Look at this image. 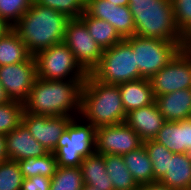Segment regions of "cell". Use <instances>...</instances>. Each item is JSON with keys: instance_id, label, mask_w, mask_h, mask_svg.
Returning a JSON list of instances; mask_svg holds the SVG:
<instances>
[{"instance_id": "obj_1", "label": "cell", "mask_w": 191, "mask_h": 190, "mask_svg": "<svg viewBox=\"0 0 191 190\" xmlns=\"http://www.w3.org/2000/svg\"><path fill=\"white\" fill-rule=\"evenodd\" d=\"M85 80L36 78L24 103V111L42 116L79 117L81 90Z\"/></svg>"}, {"instance_id": "obj_2", "label": "cell", "mask_w": 191, "mask_h": 190, "mask_svg": "<svg viewBox=\"0 0 191 190\" xmlns=\"http://www.w3.org/2000/svg\"><path fill=\"white\" fill-rule=\"evenodd\" d=\"M70 19L64 13L33 1L31 7L12 29L34 56L41 50L64 42L66 27Z\"/></svg>"}, {"instance_id": "obj_3", "label": "cell", "mask_w": 191, "mask_h": 190, "mask_svg": "<svg viewBox=\"0 0 191 190\" xmlns=\"http://www.w3.org/2000/svg\"><path fill=\"white\" fill-rule=\"evenodd\" d=\"M126 116L119 86L101 83L88 74L82 85L79 117L99 128L125 122Z\"/></svg>"}, {"instance_id": "obj_4", "label": "cell", "mask_w": 191, "mask_h": 190, "mask_svg": "<svg viewBox=\"0 0 191 190\" xmlns=\"http://www.w3.org/2000/svg\"><path fill=\"white\" fill-rule=\"evenodd\" d=\"M135 24V36L166 41H185L178 30L172 0H140L129 3Z\"/></svg>"}, {"instance_id": "obj_5", "label": "cell", "mask_w": 191, "mask_h": 190, "mask_svg": "<svg viewBox=\"0 0 191 190\" xmlns=\"http://www.w3.org/2000/svg\"><path fill=\"white\" fill-rule=\"evenodd\" d=\"M80 119H71L52 152L58 166L80 167L84 158L95 153L96 128L91 123H85L83 119L81 122Z\"/></svg>"}, {"instance_id": "obj_6", "label": "cell", "mask_w": 191, "mask_h": 190, "mask_svg": "<svg viewBox=\"0 0 191 190\" xmlns=\"http://www.w3.org/2000/svg\"><path fill=\"white\" fill-rule=\"evenodd\" d=\"M96 80L108 85H118L142 79L132 46L123 39L103 50L99 65L90 73Z\"/></svg>"}, {"instance_id": "obj_7", "label": "cell", "mask_w": 191, "mask_h": 190, "mask_svg": "<svg viewBox=\"0 0 191 190\" xmlns=\"http://www.w3.org/2000/svg\"><path fill=\"white\" fill-rule=\"evenodd\" d=\"M135 52V60L142 78L150 79L184 48L185 41H166L133 35L125 38Z\"/></svg>"}, {"instance_id": "obj_8", "label": "cell", "mask_w": 191, "mask_h": 190, "mask_svg": "<svg viewBox=\"0 0 191 190\" xmlns=\"http://www.w3.org/2000/svg\"><path fill=\"white\" fill-rule=\"evenodd\" d=\"M34 59L37 77L40 79L85 80L88 76L64 42L37 52Z\"/></svg>"}, {"instance_id": "obj_9", "label": "cell", "mask_w": 191, "mask_h": 190, "mask_svg": "<svg viewBox=\"0 0 191 190\" xmlns=\"http://www.w3.org/2000/svg\"><path fill=\"white\" fill-rule=\"evenodd\" d=\"M64 43L73 52L76 61L88 74L99 65L103 50L89 34L85 23L80 18L69 20Z\"/></svg>"}, {"instance_id": "obj_10", "label": "cell", "mask_w": 191, "mask_h": 190, "mask_svg": "<svg viewBox=\"0 0 191 190\" xmlns=\"http://www.w3.org/2000/svg\"><path fill=\"white\" fill-rule=\"evenodd\" d=\"M154 97L180 89H191V54L182 48L150 79Z\"/></svg>"}, {"instance_id": "obj_11", "label": "cell", "mask_w": 191, "mask_h": 190, "mask_svg": "<svg viewBox=\"0 0 191 190\" xmlns=\"http://www.w3.org/2000/svg\"><path fill=\"white\" fill-rule=\"evenodd\" d=\"M143 145V140L126 122L96 128L95 152L124 155Z\"/></svg>"}, {"instance_id": "obj_12", "label": "cell", "mask_w": 191, "mask_h": 190, "mask_svg": "<svg viewBox=\"0 0 191 190\" xmlns=\"http://www.w3.org/2000/svg\"><path fill=\"white\" fill-rule=\"evenodd\" d=\"M36 78L34 56L24 62L0 66V83L10 101L24 104Z\"/></svg>"}, {"instance_id": "obj_13", "label": "cell", "mask_w": 191, "mask_h": 190, "mask_svg": "<svg viewBox=\"0 0 191 190\" xmlns=\"http://www.w3.org/2000/svg\"><path fill=\"white\" fill-rule=\"evenodd\" d=\"M72 118L74 117L33 115L24 111L22 123L39 143L53 152Z\"/></svg>"}, {"instance_id": "obj_14", "label": "cell", "mask_w": 191, "mask_h": 190, "mask_svg": "<svg viewBox=\"0 0 191 190\" xmlns=\"http://www.w3.org/2000/svg\"><path fill=\"white\" fill-rule=\"evenodd\" d=\"M85 12L94 18L109 22L123 38L135 33L133 15L128 6H117L107 0H86Z\"/></svg>"}, {"instance_id": "obj_15", "label": "cell", "mask_w": 191, "mask_h": 190, "mask_svg": "<svg viewBox=\"0 0 191 190\" xmlns=\"http://www.w3.org/2000/svg\"><path fill=\"white\" fill-rule=\"evenodd\" d=\"M6 151L9 160L21 161L31 157H42L49 151L39 143L21 123L17 128L5 135Z\"/></svg>"}, {"instance_id": "obj_16", "label": "cell", "mask_w": 191, "mask_h": 190, "mask_svg": "<svg viewBox=\"0 0 191 190\" xmlns=\"http://www.w3.org/2000/svg\"><path fill=\"white\" fill-rule=\"evenodd\" d=\"M153 140L173 153L191 154V118L166 121Z\"/></svg>"}, {"instance_id": "obj_17", "label": "cell", "mask_w": 191, "mask_h": 190, "mask_svg": "<svg viewBox=\"0 0 191 190\" xmlns=\"http://www.w3.org/2000/svg\"><path fill=\"white\" fill-rule=\"evenodd\" d=\"M125 122L145 141L153 139L166 121L154 102L128 112Z\"/></svg>"}, {"instance_id": "obj_18", "label": "cell", "mask_w": 191, "mask_h": 190, "mask_svg": "<svg viewBox=\"0 0 191 190\" xmlns=\"http://www.w3.org/2000/svg\"><path fill=\"white\" fill-rule=\"evenodd\" d=\"M155 103L165 121L191 118V89H180L155 97Z\"/></svg>"}, {"instance_id": "obj_19", "label": "cell", "mask_w": 191, "mask_h": 190, "mask_svg": "<svg viewBox=\"0 0 191 190\" xmlns=\"http://www.w3.org/2000/svg\"><path fill=\"white\" fill-rule=\"evenodd\" d=\"M160 182L174 190H191V154L173 153Z\"/></svg>"}, {"instance_id": "obj_20", "label": "cell", "mask_w": 191, "mask_h": 190, "mask_svg": "<svg viewBox=\"0 0 191 190\" xmlns=\"http://www.w3.org/2000/svg\"><path fill=\"white\" fill-rule=\"evenodd\" d=\"M118 86L126 113L155 102L151 83L147 78L121 83Z\"/></svg>"}, {"instance_id": "obj_21", "label": "cell", "mask_w": 191, "mask_h": 190, "mask_svg": "<svg viewBox=\"0 0 191 190\" xmlns=\"http://www.w3.org/2000/svg\"><path fill=\"white\" fill-rule=\"evenodd\" d=\"M84 184L97 187L99 190H114L113 183L105 169L104 156L94 153L83 159L80 165Z\"/></svg>"}, {"instance_id": "obj_22", "label": "cell", "mask_w": 191, "mask_h": 190, "mask_svg": "<svg viewBox=\"0 0 191 190\" xmlns=\"http://www.w3.org/2000/svg\"><path fill=\"white\" fill-rule=\"evenodd\" d=\"M79 18L85 23L89 34L102 50L109 49L123 40L109 22L89 16L86 12H83Z\"/></svg>"}, {"instance_id": "obj_23", "label": "cell", "mask_w": 191, "mask_h": 190, "mask_svg": "<svg viewBox=\"0 0 191 190\" xmlns=\"http://www.w3.org/2000/svg\"><path fill=\"white\" fill-rule=\"evenodd\" d=\"M125 165L138 185L154 182L152 162L145 146L122 155Z\"/></svg>"}, {"instance_id": "obj_24", "label": "cell", "mask_w": 191, "mask_h": 190, "mask_svg": "<svg viewBox=\"0 0 191 190\" xmlns=\"http://www.w3.org/2000/svg\"><path fill=\"white\" fill-rule=\"evenodd\" d=\"M32 56L13 29L0 38V66L24 62Z\"/></svg>"}, {"instance_id": "obj_25", "label": "cell", "mask_w": 191, "mask_h": 190, "mask_svg": "<svg viewBox=\"0 0 191 190\" xmlns=\"http://www.w3.org/2000/svg\"><path fill=\"white\" fill-rule=\"evenodd\" d=\"M105 169L113 183L114 190H138L139 185L125 165L121 155H103Z\"/></svg>"}, {"instance_id": "obj_26", "label": "cell", "mask_w": 191, "mask_h": 190, "mask_svg": "<svg viewBox=\"0 0 191 190\" xmlns=\"http://www.w3.org/2000/svg\"><path fill=\"white\" fill-rule=\"evenodd\" d=\"M18 164L23 178L38 175L52 177L58 168L57 159L52 152L42 157H31L18 161Z\"/></svg>"}, {"instance_id": "obj_27", "label": "cell", "mask_w": 191, "mask_h": 190, "mask_svg": "<svg viewBox=\"0 0 191 190\" xmlns=\"http://www.w3.org/2000/svg\"><path fill=\"white\" fill-rule=\"evenodd\" d=\"M84 181L80 167L58 166L51 177L50 190H82Z\"/></svg>"}, {"instance_id": "obj_28", "label": "cell", "mask_w": 191, "mask_h": 190, "mask_svg": "<svg viewBox=\"0 0 191 190\" xmlns=\"http://www.w3.org/2000/svg\"><path fill=\"white\" fill-rule=\"evenodd\" d=\"M143 145L152 162L154 180L160 181L166 173L168 159L172 157L173 152L153 139L143 141Z\"/></svg>"}, {"instance_id": "obj_29", "label": "cell", "mask_w": 191, "mask_h": 190, "mask_svg": "<svg viewBox=\"0 0 191 190\" xmlns=\"http://www.w3.org/2000/svg\"><path fill=\"white\" fill-rule=\"evenodd\" d=\"M24 104L9 101L0 105V135H6L22 123Z\"/></svg>"}, {"instance_id": "obj_30", "label": "cell", "mask_w": 191, "mask_h": 190, "mask_svg": "<svg viewBox=\"0 0 191 190\" xmlns=\"http://www.w3.org/2000/svg\"><path fill=\"white\" fill-rule=\"evenodd\" d=\"M23 176L17 161L0 163V190H20Z\"/></svg>"}, {"instance_id": "obj_31", "label": "cell", "mask_w": 191, "mask_h": 190, "mask_svg": "<svg viewBox=\"0 0 191 190\" xmlns=\"http://www.w3.org/2000/svg\"><path fill=\"white\" fill-rule=\"evenodd\" d=\"M34 0H0V17L14 26Z\"/></svg>"}, {"instance_id": "obj_32", "label": "cell", "mask_w": 191, "mask_h": 190, "mask_svg": "<svg viewBox=\"0 0 191 190\" xmlns=\"http://www.w3.org/2000/svg\"><path fill=\"white\" fill-rule=\"evenodd\" d=\"M34 2L64 13L72 19L79 18L85 12L86 0H34Z\"/></svg>"}, {"instance_id": "obj_33", "label": "cell", "mask_w": 191, "mask_h": 190, "mask_svg": "<svg viewBox=\"0 0 191 190\" xmlns=\"http://www.w3.org/2000/svg\"><path fill=\"white\" fill-rule=\"evenodd\" d=\"M174 20L180 33H191V0H172Z\"/></svg>"}, {"instance_id": "obj_34", "label": "cell", "mask_w": 191, "mask_h": 190, "mask_svg": "<svg viewBox=\"0 0 191 190\" xmlns=\"http://www.w3.org/2000/svg\"><path fill=\"white\" fill-rule=\"evenodd\" d=\"M51 177L46 176H33L24 178L20 190H50Z\"/></svg>"}, {"instance_id": "obj_35", "label": "cell", "mask_w": 191, "mask_h": 190, "mask_svg": "<svg viewBox=\"0 0 191 190\" xmlns=\"http://www.w3.org/2000/svg\"><path fill=\"white\" fill-rule=\"evenodd\" d=\"M138 190H174V189H171L170 187L164 185L160 181H154V182H151V183H146V184L139 185Z\"/></svg>"}, {"instance_id": "obj_36", "label": "cell", "mask_w": 191, "mask_h": 190, "mask_svg": "<svg viewBox=\"0 0 191 190\" xmlns=\"http://www.w3.org/2000/svg\"><path fill=\"white\" fill-rule=\"evenodd\" d=\"M9 160L6 151V137L4 135H0V163Z\"/></svg>"}, {"instance_id": "obj_37", "label": "cell", "mask_w": 191, "mask_h": 190, "mask_svg": "<svg viewBox=\"0 0 191 190\" xmlns=\"http://www.w3.org/2000/svg\"><path fill=\"white\" fill-rule=\"evenodd\" d=\"M13 28L5 19L0 17V38L4 37Z\"/></svg>"}, {"instance_id": "obj_38", "label": "cell", "mask_w": 191, "mask_h": 190, "mask_svg": "<svg viewBox=\"0 0 191 190\" xmlns=\"http://www.w3.org/2000/svg\"><path fill=\"white\" fill-rule=\"evenodd\" d=\"M10 99L8 98L6 91L2 84L0 83V105L9 102Z\"/></svg>"}, {"instance_id": "obj_39", "label": "cell", "mask_w": 191, "mask_h": 190, "mask_svg": "<svg viewBox=\"0 0 191 190\" xmlns=\"http://www.w3.org/2000/svg\"><path fill=\"white\" fill-rule=\"evenodd\" d=\"M184 48L191 54V33L185 37Z\"/></svg>"}, {"instance_id": "obj_40", "label": "cell", "mask_w": 191, "mask_h": 190, "mask_svg": "<svg viewBox=\"0 0 191 190\" xmlns=\"http://www.w3.org/2000/svg\"><path fill=\"white\" fill-rule=\"evenodd\" d=\"M110 1L111 3L117 5V6H128L129 5V0H107Z\"/></svg>"}, {"instance_id": "obj_41", "label": "cell", "mask_w": 191, "mask_h": 190, "mask_svg": "<svg viewBox=\"0 0 191 190\" xmlns=\"http://www.w3.org/2000/svg\"><path fill=\"white\" fill-rule=\"evenodd\" d=\"M82 190H99L97 187H93L87 184H84L83 189Z\"/></svg>"}, {"instance_id": "obj_42", "label": "cell", "mask_w": 191, "mask_h": 190, "mask_svg": "<svg viewBox=\"0 0 191 190\" xmlns=\"http://www.w3.org/2000/svg\"><path fill=\"white\" fill-rule=\"evenodd\" d=\"M136 1H140V0H129V3H136Z\"/></svg>"}]
</instances>
